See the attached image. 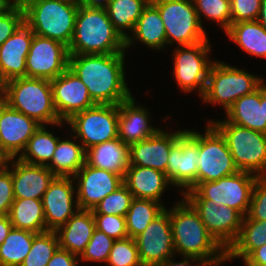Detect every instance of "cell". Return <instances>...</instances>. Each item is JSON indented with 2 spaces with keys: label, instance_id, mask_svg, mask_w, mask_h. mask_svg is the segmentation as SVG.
I'll use <instances>...</instances> for the list:
<instances>
[{
  "label": "cell",
  "instance_id": "obj_1",
  "mask_svg": "<svg viewBox=\"0 0 266 266\" xmlns=\"http://www.w3.org/2000/svg\"><path fill=\"white\" fill-rule=\"evenodd\" d=\"M125 53L69 54L68 68L87 86L95 104L119 105L132 95L126 85Z\"/></svg>",
  "mask_w": 266,
  "mask_h": 266
},
{
  "label": "cell",
  "instance_id": "obj_2",
  "mask_svg": "<svg viewBox=\"0 0 266 266\" xmlns=\"http://www.w3.org/2000/svg\"><path fill=\"white\" fill-rule=\"evenodd\" d=\"M175 254L201 260L207 266H220L226 251L209 234L198 212L184 198L170 209Z\"/></svg>",
  "mask_w": 266,
  "mask_h": 266
},
{
  "label": "cell",
  "instance_id": "obj_3",
  "mask_svg": "<svg viewBox=\"0 0 266 266\" xmlns=\"http://www.w3.org/2000/svg\"><path fill=\"white\" fill-rule=\"evenodd\" d=\"M69 54L125 53V39L114 28L105 8L79 5Z\"/></svg>",
  "mask_w": 266,
  "mask_h": 266
},
{
  "label": "cell",
  "instance_id": "obj_4",
  "mask_svg": "<svg viewBox=\"0 0 266 266\" xmlns=\"http://www.w3.org/2000/svg\"><path fill=\"white\" fill-rule=\"evenodd\" d=\"M24 23L35 35L50 38L69 47L79 8L77 0H19Z\"/></svg>",
  "mask_w": 266,
  "mask_h": 266
},
{
  "label": "cell",
  "instance_id": "obj_5",
  "mask_svg": "<svg viewBox=\"0 0 266 266\" xmlns=\"http://www.w3.org/2000/svg\"><path fill=\"white\" fill-rule=\"evenodd\" d=\"M39 124L61 126L53 103L51 82L44 78H16L7 82L6 102Z\"/></svg>",
  "mask_w": 266,
  "mask_h": 266
},
{
  "label": "cell",
  "instance_id": "obj_6",
  "mask_svg": "<svg viewBox=\"0 0 266 266\" xmlns=\"http://www.w3.org/2000/svg\"><path fill=\"white\" fill-rule=\"evenodd\" d=\"M224 137L239 171L266 177V133L229 121H209Z\"/></svg>",
  "mask_w": 266,
  "mask_h": 266
},
{
  "label": "cell",
  "instance_id": "obj_7",
  "mask_svg": "<svg viewBox=\"0 0 266 266\" xmlns=\"http://www.w3.org/2000/svg\"><path fill=\"white\" fill-rule=\"evenodd\" d=\"M263 83L261 77L214 60L201 99L206 103L223 106L226 112L236 100L253 93Z\"/></svg>",
  "mask_w": 266,
  "mask_h": 266
},
{
  "label": "cell",
  "instance_id": "obj_8",
  "mask_svg": "<svg viewBox=\"0 0 266 266\" xmlns=\"http://www.w3.org/2000/svg\"><path fill=\"white\" fill-rule=\"evenodd\" d=\"M164 24L167 44L193 45L208 39L193 0H151Z\"/></svg>",
  "mask_w": 266,
  "mask_h": 266
},
{
  "label": "cell",
  "instance_id": "obj_9",
  "mask_svg": "<svg viewBox=\"0 0 266 266\" xmlns=\"http://www.w3.org/2000/svg\"><path fill=\"white\" fill-rule=\"evenodd\" d=\"M183 198L198 212L209 234L227 251L240 233L244 216L234 208L204 199L195 189L183 192Z\"/></svg>",
  "mask_w": 266,
  "mask_h": 266
},
{
  "label": "cell",
  "instance_id": "obj_10",
  "mask_svg": "<svg viewBox=\"0 0 266 266\" xmlns=\"http://www.w3.org/2000/svg\"><path fill=\"white\" fill-rule=\"evenodd\" d=\"M119 105L96 104L92 108L74 114L68 123L72 129L71 135L78 138L84 149L93 145L118 138Z\"/></svg>",
  "mask_w": 266,
  "mask_h": 266
},
{
  "label": "cell",
  "instance_id": "obj_11",
  "mask_svg": "<svg viewBox=\"0 0 266 266\" xmlns=\"http://www.w3.org/2000/svg\"><path fill=\"white\" fill-rule=\"evenodd\" d=\"M211 45L209 39L193 45L178 46L174 50L173 75L178 87L184 92L196 90L203 97L208 73L214 61L208 59Z\"/></svg>",
  "mask_w": 266,
  "mask_h": 266
},
{
  "label": "cell",
  "instance_id": "obj_12",
  "mask_svg": "<svg viewBox=\"0 0 266 266\" xmlns=\"http://www.w3.org/2000/svg\"><path fill=\"white\" fill-rule=\"evenodd\" d=\"M259 176L250 172L238 171L219 180L200 183L195 190L217 206L225 205L247 215L252 191Z\"/></svg>",
  "mask_w": 266,
  "mask_h": 266
},
{
  "label": "cell",
  "instance_id": "obj_13",
  "mask_svg": "<svg viewBox=\"0 0 266 266\" xmlns=\"http://www.w3.org/2000/svg\"><path fill=\"white\" fill-rule=\"evenodd\" d=\"M197 161V186L202 182L219 180L239 171L224 137L210 122L205 133H199Z\"/></svg>",
  "mask_w": 266,
  "mask_h": 266
},
{
  "label": "cell",
  "instance_id": "obj_14",
  "mask_svg": "<svg viewBox=\"0 0 266 266\" xmlns=\"http://www.w3.org/2000/svg\"><path fill=\"white\" fill-rule=\"evenodd\" d=\"M199 157V132H185L171 146L166 167V176L170 184L185 191L197 187Z\"/></svg>",
  "mask_w": 266,
  "mask_h": 266
},
{
  "label": "cell",
  "instance_id": "obj_15",
  "mask_svg": "<svg viewBox=\"0 0 266 266\" xmlns=\"http://www.w3.org/2000/svg\"><path fill=\"white\" fill-rule=\"evenodd\" d=\"M69 66L68 47L50 38L33 36L26 57V77L55 79Z\"/></svg>",
  "mask_w": 266,
  "mask_h": 266
},
{
  "label": "cell",
  "instance_id": "obj_16",
  "mask_svg": "<svg viewBox=\"0 0 266 266\" xmlns=\"http://www.w3.org/2000/svg\"><path fill=\"white\" fill-rule=\"evenodd\" d=\"M134 240L143 266H156L174 257L170 211L166 208Z\"/></svg>",
  "mask_w": 266,
  "mask_h": 266
},
{
  "label": "cell",
  "instance_id": "obj_17",
  "mask_svg": "<svg viewBox=\"0 0 266 266\" xmlns=\"http://www.w3.org/2000/svg\"><path fill=\"white\" fill-rule=\"evenodd\" d=\"M40 126L41 124L36 120L26 116L20 111L12 109L7 103L1 104V157L5 161L10 158H17V156L24 151L28 140L40 128Z\"/></svg>",
  "mask_w": 266,
  "mask_h": 266
},
{
  "label": "cell",
  "instance_id": "obj_18",
  "mask_svg": "<svg viewBox=\"0 0 266 266\" xmlns=\"http://www.w3.org/2000/svg\"><path fill=\"white\" fill-rule=\"evenodd\" d=\"M73 180L77 181L74 201L78 202L81 210H93L101 200L123 184L122 176L86 163L73 176Z\"/></svg>",
  "mask_w": 266,
  "mask_h": 266
},
{
  "label": "cell",
  "instance_id": "obj_19",
  "mask_svg": "<svg viewBox=\"0 0 266 266\" xmlns=\"http://www.w3.org/2000/svg\"><path fill=\"white\" fill-rule=\"evenodd\" d=\"M50 82L54 107L63 122L74 114L96 105L90 97L87 86L69 68Z\"/></svg>",
  "mask_w": 266,
  "mask_h": 266
},
{
  "label": "cell",
  "instance_id": "obj_20",
  "mask_svg": "<svg viewBox=\"0 0 266 266\" xmlns=\"http://www.w3.org/2000/svg\"><path fill=\"white\" fill-rule=\"evenodd\" d=\"M72 179L73 177L55 176L43 194L42 205L47 230L56 231L79 210L78 202L73 201L76 188Z\"/></svg>",
  "mask_w": 266,
  "mask_h": 266
},
{
  "label": "cell",
  "instance_id": "obj_21",
  "mask_svg": "<svg viewBox=\"0 0 266 266\" xmlns=\"http://www.w3.org/2000/svg\"><path fill=\"white\" fill-rule=\"evenodd\" d=\"M184 132V129L173 133L160 129L155 135L130 145V166L150 167L166 175L170 148Z\"/></svg>",
  "mask_w": 266,
  "mask_h": 266
},
{
  "label": "cell",
  "instance_id": "obj_22",
  "mask_svg": "<svg viewBox=\"0 0 266 266\" xmlns=\"http://www.w3.org/2000/svg\"><path fill=\"white\" fill-rule=\"evenodd\" d=\"M11 162L10 165H8ZM12 165V166H11ZM6 167H12L13 192L15 198L42 199L55 175L47 166L29 164L10 158L5 162Z\"/></svg>",
  "mask_w": 266,
  "mask_h": 266
},
{
  "label": "cell",
  "instance_id": "obj_23",
  "mask_svg": "<svg viewBox=\"0 0 266 266\" xmlns=\"http://www.w3.org/2000/svg\"><path fill=\"white\" fill-rule=\"evenodd\" d=\"M33 36V31L23 23L0 46V73L7 82L26 77V57Z\"/></svg>",
  "mask_w": 266,
  "mask_h": 266
},
{
  "label": "cell",
  "instance_id": "obj_24",
  "mask_svg": "<svg viewBox=\"0 0 266 266\" xmlns=\"http://www.w3.org/2000/svg\"><path fill=\"white\" fill-rule=\"evenodd\" d=\"M131 96L119 104L118 137L128 146L155 135L160 129L149 124V113Z\"/></svg>",
  "mask_w": 266,
  "mask_h": 266
},
{
  "label": "cell",
  "instance_id": "obj_25",
  "mask_svg": "<svg viewBox=\"0 0 266 266\" xmlns=\"http://www.w3.org/2000/svg\"><path fill=\"white\" fill-rule=\"evenodd\" d=\"M85 163L124 178L130 166L129 146L119 137L86 149Z\"/></svg>",
  "mask_w": 266,
  "mask_h": 266
},
{
  "label": "cell",
  "instance_id": "obj_26",
  "mask_svg": "<svg viewBox=\"0 0 266 266\" xmlns=\"http://www.w3.org/2000/svg\"><path fill=\"white\" fill-rule=\"evenodd\" d=\"M123 183L134 198L156 202H161V196L170 184L164 172L142 166H129Z\"/></svg>",
  "mask_w": 266,
  "mask_h": 266
},
{
  "label": "cell",
  "instance_id": "obj_27",
  "mask_svg": "<svg viewBox=\"0 0 266 266\" xmlns=\"http://www.w3.org/2000/svg\"><path fill=\"white\" fill-rule=\"evenodd\" d=\"M95 228L92 210L79 209L55 231L59 240V248L80 256L90 241Z\"/></svg>",
  "mask_w": 266,
  "mask_h": 266
},
{
  "label": "cell",
  "instance_id": "obj_28",
  "mask_svg": "<svg viewBox=\"0 0 266 266\" xmlns=\"http://www.w3.org/2000/svg\"><path fill=\"white\" fill-rule=\"evenodd\" d=\"M225 120L241 127L266 133L264 83L253 93L236 100L226 111Z\"/></svg>",
  "mask_w": 266,
  "mask_h": 266
},
{
  "label": "cell",
  "instance_id": "obj_29",
  "mask_svg": "<svg viewBox=\"0 0 266 266\" xmlns=\"http://www.w3.org/2000/svg\"><path fill=\"white\" fill-rule=\"evenodd\" d=\"M133 36L125 39L126 50L134 40L140 41L149 48L163 49L167 45L166 32L158 8L150 1L132 31Z\"/></svg>",
  "mask_w": 266,
  "mask_h": 266
},
{
  "label": "cell",
  "instance_id": "obj_30",
  "mask_svg": "<svg viewBox=\"0 0 266 266\" xmlns=\"http://www.w3.org/2000/svg\"><path fill=\"white\" fill-rule=\"evenodd\" d=\"M8 216L14 228L29 230L34 233L48 231L42 199L15 198Z\"/></svg>",
  "mask_w": 266,
  "mask_h": 266
},
{
  "label": "cell",
  "instance_id": "obj_31",
  "mask_svg": "<svg viewBox=\"0 0 266 266\" xmlns=\"http://www.w3.org/2000/svg\"><path fill=\"white\" fill-rule=\"evenodd\" d=\"M85 155L86 150L82 144H77L72 139H59L52 160L47 167L55 176L73 177L85 164Z\"/></svg>",
  "mask_w": 266,
  "mask_h": 266
},
{
  "label": "cell",
  "instance_id": "obj_32",
  "mask_svg": "<svg viewBox=\"0 0 266 266\" xmlns=\"http://www.w3.org/2000/svg\"><path fill=\"white\" fill-rule=\"evenodd\" d=\"M266 243V220L257 221L247 215L243 218L240 233L236 241L226 251L224 261L235 258L243 260L256 248Z\"/></svg>",
  "mask_w": 266,
  "mask_h": 266
},
{
  "label": "cell",
  "instance_id": "obj_33",
  "mask_svg": "<svg viewBox=\"0 0 266 266\" xmlns=\"http://www.w3.org/2000/svg\"><path fill=\"white\" fill-rule=\"evenodd\" d=\"M226 34L248 54L266 58V31L258 21L231 23Z\"/></svg>",
  "mask_w": 266,
  "mask_h": 266
},
{
  "label": "cell",
  "instance_id": "obj_34",
  "mask_svg": "<svg viewBox=\"0 0 266 266\" xmlns=\"http://www.w3.org/2000/svg\"><path fill=\"white\" fill-rule=\"evenodd\" d=\"M151 0H111L105 7L107 15L114 28L124 39L128 36L126 31H133L136 22L144 8Z\"/></svg>",
  "mask_w": 266,
  "mask_h": 266
},
{
  "label": "cell",
  "instance_id": "obj_35",
  "mask_svg": "<svg viewBox=\"0 0 266 266\" xmlns=\"http://www.w3.org/2000/svg\"><path fill=\"white\" fill-rule=\"evenodd\" d=\"M58 141L59 137H55L54 133L46 130L45 125H41L28 140L18 159L29 164L47 166L52 160Z\"/></svg>",
  "mask_w": 266,
  "mask_h": 266
},
{
  "label": "cell",
  "instance_id": "obj_36",
  "mask_svg": "<svg viewBox=\"0 0 266 266\" xmlns=\"http://www.w3.org/2000/svg\"><path fill=\"white\" fill-rule=\"evenodd\" d=\"M36 234L12 227L0 245V266H20L28 255Z\"/></svg>",
  "mask_w": 266,
  "mask_h": 266
},
{
  "label": "cell",
  "instance_id": "obj_37",
  "mask_svg": "<svg viewBox=\"0 0 266 266\" xmlns=\"http://www.w3.org/2000/svg\"><path fill=\"white\" fill-rule=\"evenodd\" d=\"M165 209L161 202L134 198L125 216L128 237L140 235Z\"/></svg>",
  "mask_w": 266,
  "mask_h": 266
},
{
  "label": "cell",
  "instance_id": "obj_38",
  "mask_svg": "<svg viewBox=\"0 0 266 266\" xmlns=\"http://www.w3.org/2000/svg\"><path fill=\"white\" fill-rule=\"evenodd\" d=\"M58 248L59 240L55 231L37 233L28 255L20 266H47Z\"/></svg>",
  "mask_w": 266,
  "mask_h": 266
},
{
  "label": "cell",
  "instance_id": "obj_39",
  "mask_svg": "<svg viewBox=\"0 0 266 266\" xmlns=\"http://www.w3.org/2000/svg\"><path fill=\"white\" fill-rule=\"evenodd\" d=\"M201 25V16L217 22L226 32L232 23L230 0H193Z\"/></svg>",
  "mask_w": 266,
  "mask_h": 266
},
{
  "label": "cell",
  "instance_id": "obj_40",
  "mask_svg": "<svg viewBox=\"0 0 266 266\" xmlns=\"http://www.w3.org/2000/svg\"><path fill=\"white\" fill-rule=\"evenodd\" d=\"M134 199L132 193L123 183L113 193L107 195L92 210L93 214H110L125 217L131 202Z\"/></svg>",
  "mask_w": 266,
  "mask_h": 266
},
{
  "label": "cell",
  "instance_id": "obj_41",
  "mask_svg": "<svg viewBox=\"0 0 266 266\" xmlns=\"http://www.w3.org/2000/svg\"><path fill=\"white\" fill-rule=\"evenodd\" d=\"M109 266H143L133 238L115 240L107 259Z\"/></svg>",
  "mask_w": 266,
  "mask_h": 266
},
{
  "label": "cell",
  "instance_id": "obj_42",
  "mask_svg": "<svg viewBox=\"0 0 266 266\" xmlns=\"http://www.w3.org/2000/svg\"><path fill=\"white\" fill-rule=\"evenodd\" d=\"M114 241L113 238L95 228L90 241L80 255V259L83 261L107 263Z\"/></svg>",
  "mask_w": 266,
  "mask_h": 266
},
{
  "label": "cell",
  "instance_id": "obj_43",
  "mask_svg": "<svg viewBox=\"0 0 266 266\" xmlns=\"http://www.w3.org/2000/svg\"><path fill=\"white\" fill-rule=\"evenodd\" d=\"M96 229L104 232L114 240L128 238L126 219L122 216L110 214H93Z\"/></svg>",
  "mask_w": 266,
  "mask_h": 266
},
{
  "label": "cell",
  "instance_id": "obj_44",
  "mask_svg": "<svg viewBox=\"0 0 266 266\" xmlns=\"http://www.w3.org/2000/svg\"><path fill=\"white\" fill-rule=\"evenodd\" d=\"M232 23L257 21L261 0H230Z\"/></svg>",
  "mask_w": 266,
  "mask_h": 266
},
{
  "label": "cell",
  "instance_id": "obj_45",
  "mask_svg": "<svg viewBox=\"0 0 266 266\" xmlns=\"http://www.w3.org/2000/svg\"><path fill=\"white\" fill-rule=\"evenodd\" d=\"M247 216L257 221L266 220V177H259L254 185Z\"/></svg>",
  "mask_w": 266,
  "mask_h": 266
},
{
  "label": "cell",
  "instance_id": "obj_46",
  "mask_svg": "<svg viewBox=\"0 0 266 266\" xmlns=\"http://www.w3.org/2000/svg\"><path fill=\"white\" fill-rule=\"evenodd\" d=\"M24 23V9L18 2L10 11L0 16V46Z\"/></svg>",
  "mask_w": 266,
  "mask_h": 266
},
{
  "label": "cell",
  "instance_id": "obj_47",
  "mask_svg": "<svg viewBox=\"0 0 266 266\" xmlns=\"http://www.w3.org/2000/svg\"><path fill=\"white\" fill-rule=\"evenodd\" d=\"M13 180L9 167L0 169V215H8L14 202Z\"/></svg>",
  "mask_w": 266,
  "mask_h": 266
},
{
  "label": "cell",
  "instance_id": "obj_48",
  "mask_svg": "<svg viewBox=\"0 0 266 266\" xmlns=\"http://www.w3.org/2000/svg\"><path fill=\"white\" fill-rule=\"evenodd\" d=\"M79 258L67 250L58 248L49 260L47 266H77Z\"/></svg>",
  "mask_w": 266,
  "mask_h": 266
},
{
  "label": "cell",
  "instance_id": "obj_49",
  "mask_svg": "<svg viewBox=\"0 0 266 266\" xmlns=\"http://www.w3.org/2000/svg\"><path fill=\"white\" fill-rule=\"evenodd\" d=\"M243 261L245 266H266V243L254 249Z\"/></svg>",
  "mask_w": 266,
  "mask_h": 266
},
{
  "label": "cell",
  "instance_id": "obj_50",
  "mask_svg": "<svg viewBox=\"0 0 266 266\" xmlns=\"http://www.w3.org/2000/svg\"><path fill=\"white\" fill-rule=\"evenodd\" d=\"M174 257H170L168 260H166L165 262H161V263H158L156 266H190L191 265V262L190 261H197V265L198 266H207L204 262H202L201 260H198V259H194V258H190V257H183V261L182 262H176L174 261L173 259ZM173 259V260H172ZM190 261H189V260Z\"/></svg>",
  "mask_w": 266,
  "mask_h": 266
},
{
  "label": "cell",
  "instance_id": "obj_51",
  "mask_svg": "<svg viewBox=\"0 0 266 266\" xmlns=\"http://www.w3.org/2000/svg\"><path fill=\"white\" fill-rule=\"evenodd\" d=\"M13 225L8 215H0V245L4 242Z\"/></svg>",
  "mask_w": 266,
  "mask_h": 266
},
{
  "label": "cell",
  "instance_id": "obj_52",
  "mask_svg": "<svg viewBox=\"0 0 266 266\" xmlns=\"http://www.w3.org/2000/svg\"><path fill=\"white\" fill-rule=\"evenodd\" d=\"M111 0H77L78 4L89 8H105Z\"/></svg>",
  "mask_w": 266,
  "mask_h": 266
},
{
  "label": "cell",
  "instance_id": "obj_53",
  "mask_svg": "<svg viewBox=\"0 0 266 266\" xmlns=\"http://www.w3.org/2000/svg\"><path fill=\"white\" fill-rule=\"evenodd\" d=\"M19 0H0V16L10 11Z\"/></svg>",
  "mask_w": 266,
  "mask_h": 266
},
{
  "label": "cell",
  "instance_id": "obj_54",
  "mask_svg": "<svg viewBox=\"0 0 266 266\" xmlns=\"http://www.w3.org/2000/svg\"><path fill=\"white\" fill-rule=\"evenodd\" d=\"M257 21L266 31V0H261L260 12Z\"/></svg>",
  "mask_w": 266,
  "mask_h": 266
},
{
  "label": "cell",
  "instance_id": "obj_55",
  "mask_svg": "<svg viewBox=\"0 0 266 266\" xmlns=\"http://www.w3.org/2000/svg\"><path fill=\"white\" fill-rule=\"evenodd\" d=\"M7 81L0 73V105L6 102Z\"/></svg>",
  "mask_w": 266,
  "mask_h": 266
},
{
  "label": "cell",
  "instance_id": "obj_56",
  "mask_svg": "<svg viewBox=\"0 0 266 266\" xmlns=\"http://www.w3.org/2000/svg\"><path fill=\"white\" fill-rule=\"evenodd\" d=\"M264 121H266V83H264Z\"/></svg>",
  "mask_w": 266,
  "mask_h": 266
},
{
  "label": "cell",
  "instance_id": "obj_57",
  "mask_svg": "<svg viewBox=\"0 0 266 266\" xmlns=\"http://www.w3.org/2000/svg\"><path fill=\"white\" fill-rule=\"evenodd\" d=\"M5 160L0 156V169L5 166Z\"/></svg>",
  "mask_w": 266,
  "mask_h": 266
}]
</instances>
